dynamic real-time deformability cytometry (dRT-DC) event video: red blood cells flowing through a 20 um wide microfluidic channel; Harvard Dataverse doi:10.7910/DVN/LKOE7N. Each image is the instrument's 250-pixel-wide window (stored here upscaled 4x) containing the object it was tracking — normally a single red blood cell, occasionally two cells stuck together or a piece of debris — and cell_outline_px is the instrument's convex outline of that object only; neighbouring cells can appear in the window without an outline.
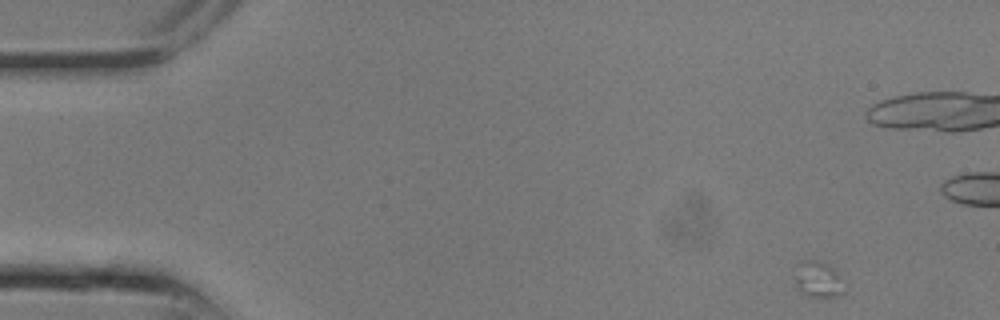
{"species": "common noctule bat (a hibernating species)", "species_latin": "Nyctalus noctula", "temperature_condition": "room temperature", "stored_images_in_passage": 9, "camera_frame_rate_fps": 3000, "um_per_image_px": 0.085, "animal": {"sex": "male", "body_mass_g": 13.3}, "frame": {"image": 1, "passage_image": 1, "time_ms": 0.0, "image_size_px": [1000, 320], "cell_outline_px": [[844, 292], [836, 296], [808, 296], [800, 292], [796, 284], [792, 268], [796, 264], [804, 260], [816, 260], [828, 264], [832, 268]], "centroid_in_image_um": [69.4, 23.72], "position_along_channel_um": 15.6, "area_um2": 10.12}}